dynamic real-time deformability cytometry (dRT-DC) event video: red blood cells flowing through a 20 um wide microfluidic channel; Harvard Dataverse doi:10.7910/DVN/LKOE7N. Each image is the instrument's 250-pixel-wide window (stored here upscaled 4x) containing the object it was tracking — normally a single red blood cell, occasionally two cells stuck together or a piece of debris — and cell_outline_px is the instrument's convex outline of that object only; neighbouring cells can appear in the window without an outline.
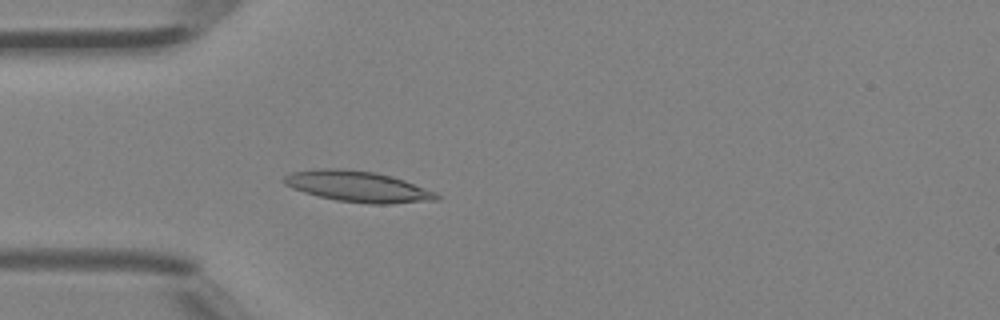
{"species": "Egyptian fruit bat (a non-hibernating species)", "species_latin": "Rousettus aegyptiacus", "temperature_condition": "room temperature", "stored_images_in_passage": 38, "camera_frame_rate_fps": 3000, "um_per_image_px": 0.085, "animal": {"sex": "female"}, "frame": {"image": 1, "passage_image": 6, "time_ms": 1.667, "image_size_px": [1000, 320], "cell_outline_px": [[440, 196], [436, 200], [392, 204], [368, 204], [336, 200], [304, 192], [292, 188], [284, 184], [280, 180], [284, 176], [292, 172], [320, 168], [340, 168], [376, 172], [392, 176], [404, 180], [436, 192]], "centroid_in_image_um": [30.4, 15.85], "position_along_channel_um": 54.6, "area_um2": 27.57}}
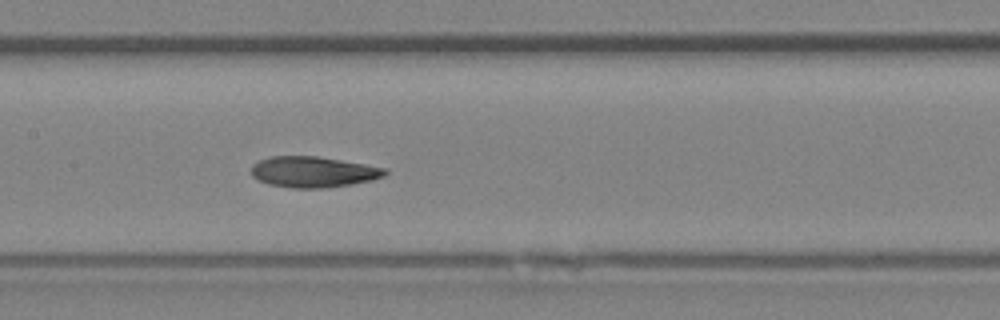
{"frame": {"image": 2, "passage_image": 15, "time_ms": 4.667, "image_size_px": [1000, 320], "cell_outline_px": [[388, 172], [384, 176], [372, 180], [352, 184], [328, 188], [292, 188], [268, 184], [252, 176], [252, 164], [260, 160], [272, 156], [316, 156], [388, 168]], "centroid_in_image_um": [26.65, 14.62], "position_along_channel_um": 180.8, "area_um2": 24.04}}
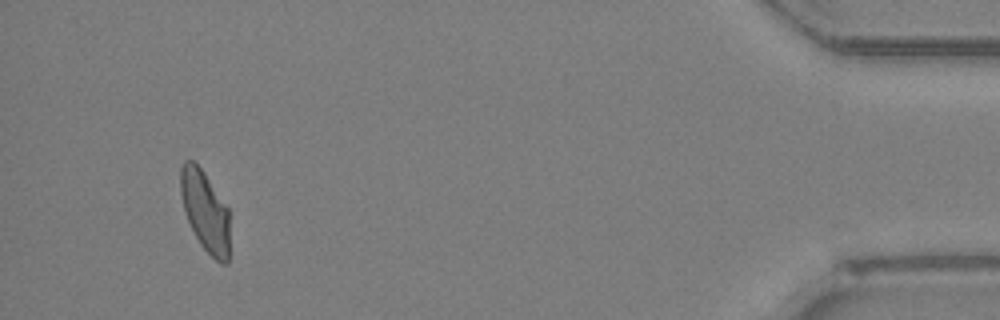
{"frame": {"image": 3, "passage_image": 36, "time_ms": 11.667, "image_size_px": [1000, 320], "cell_outline_px": [[228, 264], [220, 264], [200, 244], [184, 212], [180, 192], [180, 168], [184, 160], [192, 160], [204, 172], [228, 208]], "centroid_in_image_um": [17.42, 17.93], "position_along_channel_um": 417.8, "area_um2": 22.83}, "authors_computed_cell_mechanics": {"area_um2": 23.987, "velocity_mm_per_s": 4.4427, "shape_relaxation_time_tau1_ms": 7.8608, "shape_relaxation_time_tau2_ms": 2.1705, "deformation_change_tau1": 0.2082, "deformation_change_tau2": 0.0878}}